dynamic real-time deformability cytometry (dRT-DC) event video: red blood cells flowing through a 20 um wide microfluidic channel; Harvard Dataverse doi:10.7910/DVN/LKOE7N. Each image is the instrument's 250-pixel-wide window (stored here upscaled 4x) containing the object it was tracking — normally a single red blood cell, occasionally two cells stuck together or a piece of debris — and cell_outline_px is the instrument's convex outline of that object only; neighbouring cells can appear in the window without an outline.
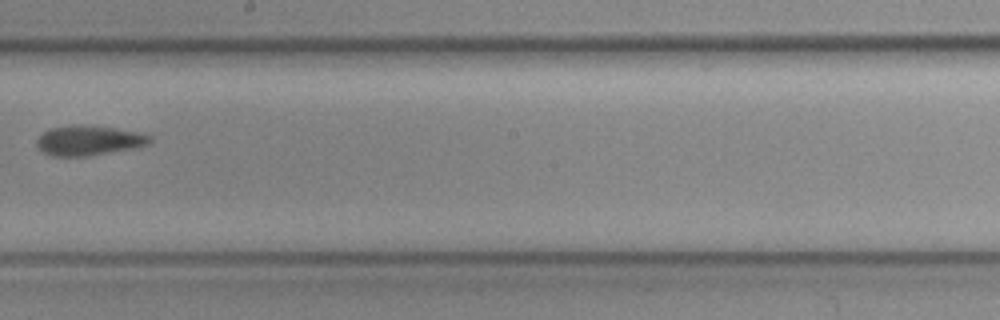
{"species": "common noctule bat (a hibernating species)", "species_latin": "Nyctalus noctula", "temperature_condition": "cold", "stored_images_in_passage": 7, "camera_frame_rate_fps": 3000, "um_per_image_px": 0.085, "animal": {"sex": "female", "body_mass_g": 19.3, "forearm_length_mm": 54.1}, "frame": {"image": 1, "passage_image": 6, "time_ms": 1.667, "image_size_px": [1000, 320], "cell_outline_px": [[152, 140], [148, 144], [140, 148], [84, 156], [52, 156], [44, 152], [36, 144], [36, 140], [44, 132], [52, 128], [72, 124], [76, 124], [116, 128], [136, 132], [152, 136]], "centroid_in_image_um": [7.59, 11.94], "position_along_channel_um": 240.6, "area_um2": 19.71}}
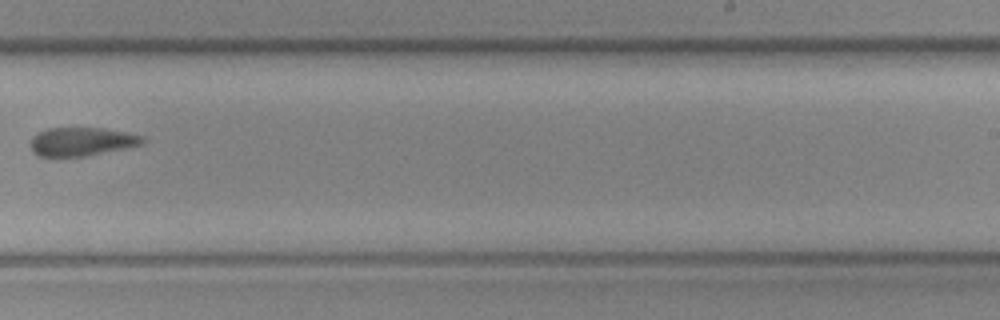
{"frame": {"image": 2, "passage_image": 7, "time_ms": 2.0, "image_size_px": [1000, 320], "cell_outline_px": [[144, 144], [84, 156], [40, 156], [32, 152], [32, 136], [48, 128], [104, 128], [144, 136]], "centroid_in_image_um": [6.95, 12.03], "position_along_channel_um": 282.0, "area_um2": 18.32}}